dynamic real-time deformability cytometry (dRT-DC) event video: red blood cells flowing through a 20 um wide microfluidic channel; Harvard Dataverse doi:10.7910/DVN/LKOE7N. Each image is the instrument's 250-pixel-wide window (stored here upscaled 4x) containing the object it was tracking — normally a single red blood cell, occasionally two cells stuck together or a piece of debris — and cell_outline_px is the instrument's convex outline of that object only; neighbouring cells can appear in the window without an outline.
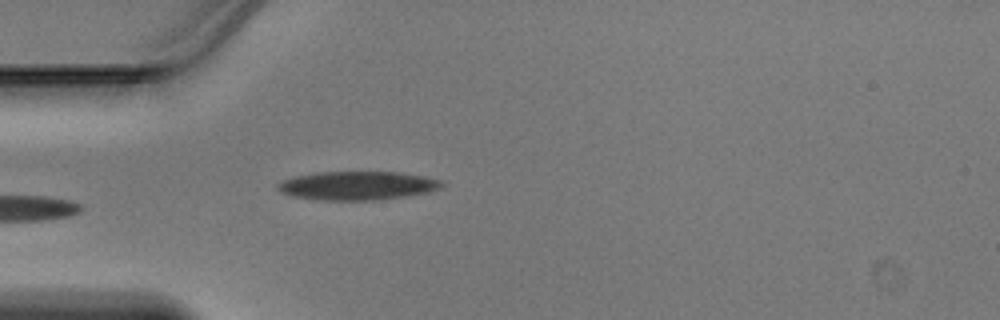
{"species": "Egyptian fruit bat (a non-hibernating species)", "species_latin": "Rousettus aegyptiacus", "temperature_condition": "warm", "stored_images_in_passage": 33, "camera_frame_rate_fps": 3000, "um_per_image_px": 0.085, "animal": {"sex": "male"}, "frame": {"image": 1, "passage_image": 1, "time_ms": 0.0, "image_size_px": [1000, 320], "cell_outline_px": [[444, 184], [440, 188], [428, 192], [404, 196], [376, 200], [316, 200], [292, 196], [280, 192], [276, 188], [276, 184], [284, 180], [296, 176], [316, 172], [396, 172], [424, 176], [440, 180]], "centroid_in_image_um": [30.34, 15.78], "position_along_channel_um": 54.7, "area_um2": 27.34}}
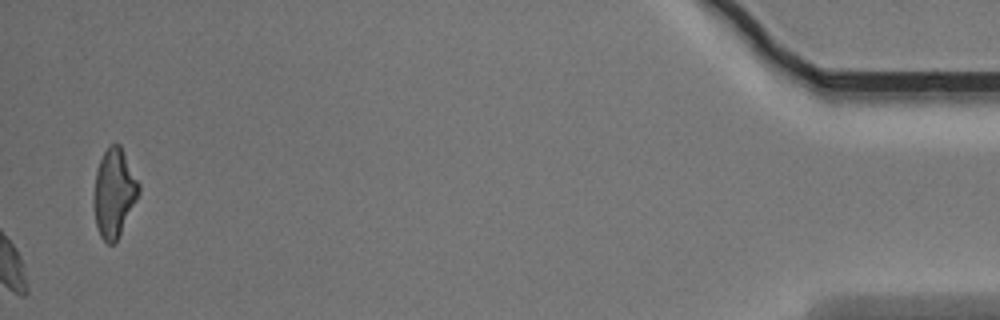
{"frame": {"image": 2, "passage_image": 33, "time_ms": 10.667, "image_size_px": [1000, 320], "cell_outline_px": [[140, 192], [116, 240], [112, 244], [108, 244], [100, 236], [96, 224], [92, 204], [96, 172], [100, 160], [108, 144], [120, 144], [140, 184]], "centroid_in_image_um": [9.68, 16.37], "position_along_channel_um": 425.5, "area_um2": 23.0}}